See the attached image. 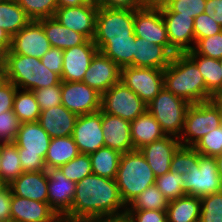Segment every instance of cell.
Here are the masks:
<instances>
[{"mask_svg": "<svg viewBox=\"0 0 222 222\" xmlns=\"http://www.w3.org/2000/svg\"><path fill=\"white\" fill-rule=\"evenodd\" d=\"M71 210L62 221L86 218H118L126 214L115 179L90 174L76 183Z\"/></svg>", "mask_w": 222, "mask_h": 222, "instance_id": "obj_1", "label": "cell"}, {"mask_svg": "<svg viewBox=\"0 0 222 222\" xmlns=\"http://www.w3.org/2000/svg\"><path fill=\"white\" fill-rule=\"evenodd\" d=\"M163 86L191 104L207 101V88L197 65L185 54L173 55L164 69Z\"/></svg>", "mask_w": 222, "mask_h": 222, "instance_id": "obj_2", "label": "cell"}, {"mask_svg": "<svg viewBox=\"0 0 222 222\" xmlns=\"http://www.w3.org/2000/svg\"><path fill=\"white\" fill-rule=\"evenodd\" d=\"M6 74L8 81L23 90H36L61 83V77L49 70L36 57L7 51Z\"/></svg>", "mask_w": 222, "mask_h": 222, "instance_id": "obj_3", "label": "cell"}, {"mask_svg": "<svg viewBox=\"0 0 222 222\" xmlns=\"http://www.w3.org/2000/svg\"><path fill=\"white\" fill-rule=\"evenodd\" d=\"M115 180L128 206L147 187L155 184L156 177L140 150H132L121 154Z\"/></svg>", "mask_w": 222, "mask_h": 222, "instance_id": "obj_4", "label": "cell"}, {"mask_svg": "<svg viewBox=\"0 0 222 222\" xmlns=\"http://www.w3.org/2000/svg\"><path fill=\"white\" fill-rule=\"evenodd\" d=\"M51 137L37 122H24L15 141L24 172L46 171V157Z\"/></svg>", "mask_w": 222, "mask_h": 222, "instance_id": "obj_5", "label": "cell"}, {"mask_svg": "<svg viewBox=\"0 0 222 222\" xmlns=\"http://www.w3.org/2000/svg\"><path fill=\"white\" fill-rule=\"evenodd\" d=\"M222 124V109L215 99L191 104L178 138L183 147H193L197 141Z\"/></svg>", "mask_w": 222, "mask_h": 222, "instance_id": "obj_6", "label": "cell"}, {"mask_svg": "<svg viewBox=\"0 0 222 222\" xmlns=\"http://www.w3.org/2000/svg\"><path fill=\"white\" fill-rule=\"evenodd\" d=\"M189 173L181 174L186 195L204 197L222 191L215 157L201 155L193 148V166Z\"/></svg>", "mask_w": 222, "mask_h": 222, "instance_id": "obj_7", "label": "cell"}, {"mask_svg": "<svg viewBox=\"0 0 222 222\" xmlns=\"http://www.w3.org/2000/svg\"><path fill=\"white\" fill-rule=\"evenodd\" d=\"M190 106V102L163 87L147 105V110L159 122L166 135L179 138Z\"/></svg>", "mask_w": 222, "mask_h": 222, "instance_id": "obj_8", "label": "cell"}, {"mask_svg": "<svg viewBox=\"0 0 222 222\" xmlns=\"http://www.w3.org/2000/svg\"><path fill=\"white\" fill-rule=\"evenodd\" d=\"M134 35V10L99 7L93 42L99 49L106 41L129 40Z\"/></svg>", "mask_w": 222, "mask_h": 222, "instance_id": "obj_9", "label": "cell"}, {"mask_svg": "<svg viewBox=\"0 0 222 222\" xmlns=\"http://www.w3.org/2000/svg\"><path fill=\"white\" fill-rule=\"evenodd\" d=\"M101 110L131 122L147 110V104L119 81L102 94Z\"/></svg>", "mask_w": 222, "mask_h": 222, "instance_id": "obj_10", "label": "cell"}, {"mask_svg": "<svg viewBox=\"0 0 222 222\" xmlns=\"http://www.w3.org/2000/svg\"><path fill=\"white\" fill-rule=\"evenodd\" d=\"M164 70L127 66L121 69V81L147 105L163 86Z\"/></svg>", "mask_w": 222, "mask_h": 222, "instance_id": "obj_11", "label": "cell"}, {"mask_svg": "<svg viewBox=\"0 0 222 222\" xmlns=\"http://www.w3.org/2000/svg\"><path fill=\"white\" fill-rule=\"evenodd\" d=\"M134 35L153 44L163 45L172 55L167 28L160 8L143 6L134 10Z\"/></svg>", "mask_w": 222, "mask_h": 222, "instance_id": "obj_12", "label": "cell"}, {"mask_svg": "<svg viewBox=\"0 0 222 222\" xmlns=\"http://www.w3.org/2000/svg\"><path fill=\"white\" fill-rule=\"evenodd\" d=\"M100 94L82 81H61L62 105L77 116L101 110Z\"/></svg>", "mask_w": 222, "mask_h": 222, "instance_id": "obj_13", "label": "cell"}, {"mask_svg": "<svg viewBox=\"0 0 222 222\" xmlns=\"http://www.w3.org/2000/svg\"><path fill=\"white\" fill-rule=\"evenodd\" d=\"M161 14L167 28L170 47L176 53H185L195 45L194 18L172 12L167 6L161 7Z\"/></svg>", "mask_w": 222, "mask_h": 222, "instance_id": "obj_14", "label": "cell"}, {"mask_svg": "<svg viewBox=\"0 0 222 222\" xmlns=\"http://www.w3.org/2000/svg\"><path fill=\"white\" fill-rule=\"evenodd\" d=\"M102 110L77 117L72 137L80 154H90L105 146Z\"/></svg>", "mask_w": 222, "mask_h": 222, "instance_id": "obj_15", "label": "cell"}, {"mask_svg": "<svg viewBox=\"0 0 222 222\" xmlns=\"http://www.w3.org/2000/svg\"><path fill=\"white\" fill-rule=\"evenodd\" d=\"M50 48L43 26L37 20H31L11 38L10 51L15 54L40 59Z\"/></svg>", "mask_w": 222, "mask_h": 222, "instance_id": "obj_16", "label": "cell"}, {"mask_svg": "<svg viewBox=\"0 0 222 222\" xmlns=\"http://www.w3.org/2000/svg\"><path fill=\"white\" fill-rule=\"evenodd\" d=\"M48 204L62 219L70 210L76 183L69 180L60 168H47Z\"/></svg>", "mask_w": 222, "mask_h": 222, "instance_id": "obj_17", "label": "cell"}, {"mask_svg": "<svg viewBox=\"0 0 222 222\" xmlns=\"http://www.w3.org/2000/svg\"><path fill=\"white\" fill-rule=\"evenodd\" d=\"M121 69L118 64L98 51L91 60L82 82L103 94L121 81Z\"/></svg>", "mask_w": 222, "mask_h": 222, "instance_id": "obj_18", "label": "cell"}, {"mask_svg": "<svg viewBox=\"0 0 222 222\" xmlns=\"http://www.w3.org/2000/svg\"><path fill=\"white\" fill-rule=\"evenodd\" d=\"M97 11V7L89 4L61 7L57 8L54 18L59 21L61 25L81 33L88 40H93Z\"/></svg>", "mask_w": 222, "mask_h": 222, "instance_id": "obj_19", "label": "cell"}, {"mask_svg": "<svg viewBox=\"0 0 222 222\" xmlns=\"http://www.w3.org/2000/svg\"><path fill=\"white\" fill-rule=\"evenodd\" d=\"M98 51L93 40H87L84 44L63 50L61 81H82L91 60Z\"/></svg>", "mask_w": 222, "mask_h": 222, "instance_id": "obj_20", "label": "cell"}, {"mask_svg": "<svg viewBox=\"0 0 222 222\" xmlns=\"http://www.w3.org/2000/svg\"><path fill=\"white\" fill-rule=\"evenodd\" d=\"M181 146L178 137L166 135L143 146L139 150L157 178L171 171L170 165L173 155Z\"/></svg>", "mask_w": 222, "mask_h": 222, "instance_id": "obj_21", "label": "cell"}, {"mask_svg": "<svg viewBox=\"0 0 222 222\" xmlns=\"http://www.w3.org/2000/svg\"><path fill=\"white\" fill-rule=\"evenodd\" d=\"M11 222H62L46 202L22 198L12 193Z\"/></svg>", "mask_w": 222, "mask_h": 222, "instance_id": "obj_22", "label": "cell"}, {"mask_svg": "<svg viewBox=\"0 0 222 222\" xmlns=\"http://www.w3.org/2000/svg\"><path fill=\"white\" fill-rule=\"evenodd\" d=\"M101 127L106 147L121 154L135 150L131 139L130 121L102 111Z\"/></svg>", "mask_w": 222, "mask_h": 222, "instance_id": "obj_23", "label": "cell"}, {"mask_svg": "<svg viewBox=\"0 0 222 222\" xmlns=\"http://www.w3.org/2000/svg\"><path fill=\"white\" fill-rule=\"evenodd\" d=\"M9 186L14 195L48 203L46 171L23 172Z\"/></svg>", "mask_w": 222, "mask_h": 222, "instance_id": "obj_24", "label": "cell"}, {"mask_svg": "<svg viewBox=\"0 0 222 222\" xmlns=\"http://www.w3.org/2000/svg\"><path fill=\"white\" fill-rule=\"evenodd\" d=\"M173 55L163 46L135 36L133 67L165 69Z\"/></svg>", "mask_w": 222, "mask_h": 222, "instance_id": "obj_25", "label": "cell"}, {"mask_svg": "<svg viewBox=\"0 0 222 222\" xmlns=\"http://www.w3.org/2000/svg\"><path fill=\"white\" fill-rule=\"evenodd\" d=\"M77 115L62 104L42 110L38 122L51 138L71 136Z\"/></svg>", "mask_w": 222, "mask_h": 222, "instance_id": "obj_26", "label": "cell"}, {"mask_svg": "<svg viewBox=\"0 0 222 222\" xmlns=\"http://www.w3.org/2000/svg\"><path fill=\"white\" fill-rule=\"evenodd\" d=\"M130 132L135 150L166 136L159 122L148 110L130 122Z\"/></svg>", "mask_w": 222, "mask_h": 222, "instance_id": "obj_27", "label": "cell"}, {"mask_svg": "<svg viewBox=\"0 0 222 222\" xmlns=\"http://www.w3.org/2000/svg\"><path fill=\"white\" fill-rule=\"evenodd\" d=\"M37 21L43 26L51 47L66 50L84 44L88 40L81 33L61 25L54 17L42 18Z\"/></svg>", "mask_w": 222, "mask_h": 222, "instance_id": "obj_28", "label": "cell"}, {"mask_svg": "<svg viewBox=\"0 0 222 222\" xmlns=\"http://www.w3.org/2000/svg\"><path fill=\"white\" fill-rule=\"evenodd\" d=\"M185 54L197 65L207 88V101L214 99L222 92V76L219 60L195 53L193 50Z\"/></svg>", "mask_w": 222, "mask_h": 222, "instance_id": "obj_29", "label": "cell"}, {"mask_svg": "<svg viewBox=\"0 0 222 222\" xmlns=\"http://www.w3.org/2000/svg\"><path fill=\"white\" fill-rule=\"evenodd\" d=\"M201 199L184 195L170 200L166 209L168 222H199Z\"/></svg>", "mask_w": 222, "mask_h": 222, "instance_id": "obj_30", "label": "cell"}, {"mask_svg": "<svg viewBox=\"0 0 222 222\" xmlns=\"http://www.w3.org/2000/svg\"><path fill=\"white\" fill-rule=\"evenodd\" d=\"M80 154L71 136L52 138L46 157V168H59Z\"/></svg>", "mask_w": 222, "mask_h": 222, "instance_id": "obj_31", "label": "cell"}, {"mask_svg": "<svg viewBox=\"0 0 222 222\" xmlns=\"http://www.w3.org/2000/svg\"><path fill=\"white\" fill-rule=\"evenodd\" d=\"M121 153L109 147H101L89 154L92 173L101 177L115 179Z\"/></svg>", "mask_w": 222, "mask_h": 222, "instance_id": "obj_32", "label": "cell"}, {"mask_svg": "<svg viewBox=\"0 0 222 222\" xmlns=\"http://www.w3.org/2000/svg\"><path fill=\"white\" fill-rule=\"evenodd\" d=\"M30 21L31 19L15 0L0 1V27L11 37Z\"/></svg>", "mask_w": 222, "mask_h": 222, "instance_id": "obj_33", "label": "cell"}, {"mask_svg": "<svg viewBox=\"0 0 222 222\" xmlns=\"http://www.w3.org/2000/svg\"><path fill=\"white\" fill-rule=\"evenodd\" d=\"M0 158L1 179L9 185L24 172L17 146L13 142L3 143L0 148Z\"/></svg>", "mask_w": 222, "mask_h": 222, "instance_id": "obj_34", "label": "cell"}, {"mask_svg": "<svg viewBox=\"0 0 222 222\" xmlns=\"http://www.w3.org/2000/svg\"><path fill=\"white\" fill-rule=\"evenodd\" d=\"M13 112L22 123L37 122L39 120L41 110L33 91L17 88Z\"/></svg>", "mask_w": 222, "mask_h": 222, "instance_id": "obj_35", "label": "cell"}, {"mask_svg": "<svg viewBox=\"0 0 222 222\" xmlns=\"http://www.w3.org/2000/svg\"><path fill=\"white\" fill-rule=\"evenodd\" d=\"M134 42L135 37L129 40L106 41L99 48V52H102L121 68L133 66Z\"/></svg>", "mask_w": 222, "mask_h": 222, "instance_id": "obj_36", "label": "cell"}, {"mask_svg": "<svg viewBox=\"0 0 222 222\" xmlns=\"http://www.w3.org/2000/svg\"><path fill=\"white\" fill-rule=\"evenodd\" d=\"M168 203L169 200L153 184L133 199L126 210H166Z\"/></svg>", "mask_w": 222, "mask_h": 222, "instance_id": "obj_37", "label": "cell"}, {"mask_svg": "<svg viewBox=\"0 0 222 222\" xmlns=\"http://www.w3.org/2000/svg\"><path fill=\"white\" fill-rule=\"evenodd\" d=\"M155 185L169 201L186 195L184 193V182L181 179V174L172 170L157 177Z\"/></svg>", "mask_w": 222, "mask_h": 222, "instance_id": "obj_38", "label": "cell"}, {"mask_svg": "<svg viewBox=\"0 0 222 222\" xmlns=\"http://www.w3.org/2000/svg\"><path fill=\"white\" fill-rule=\"evenodd\" d=\"M31 20L54 17L57 0H15Z\"/></svg>", "mask_w": 222, "mask_h": 222, "instance_id": "obj_39", "label": "cell"}, {"mask_svg": "<svg viewBox=\"0 0 222 222\" xmlns=\"http://www.w3.org/2000/svg\"><path fill=\"white\" fill-rule=\"evenodd\" d=\"M63 174L71 181L78 183L84 177L92 174L89 154H79L68 163L59 167Z\"/></svg>", "mask_w": 222, "mask_h": 222, "instance_id": "obj_40", "label": "cell"}, {"mask_svg": "<svg viewBox=\"0 0 222 222\" xmlns=\"http://www.w3.org/2000/svg\"><path fill=\"white\" fill-rule=\"evenodd\" d=\"M199 222H222V191L201 197Z\"/></svg>", "mask_w": 222, "mask_h": 222, "instance_id": "obj_41", "label": "cell"}, {"mask_svg": "<svg viewBox=\"0 0 222 222\" xmlns=\"http://www.w3.org/2000/svg\"><path fill=\"white\" fill-rule=\"evenodd\" d=\"M193 148L201 155L216 157L222 153V127H218L201 137Z\"/></svg>", "mask_w": 222, "mask_h": 222, "instance_id": "obj_42", "label": "cell"}, {"mask_svg": "<svg viewBox=\"0 0 222 222\" xmlns=\"http://www.w3.org/2000/svg\"><path fill=\"white\" fill-rule=\"evenodd\" d=\"M192 50L199 55L219 60L222 58V31L199 39Z\"/></svg>", "mask_w": 222, "mask_h": 222, "instance_id": "obj_43", "label": "cell"}, {"mask_svg": "<svg viewBox=\"0 0 222 222\" xmlns=\"http://www.w3.org/2000/svg\"><path fill=\"white\" fill-rule=\"evenodd\" d=\"M22 122L13 110L0 113V139L3 143L14 142Z\"/></svg>", "mask_w": 222, "mask_h": 222, "instance_id": "obj_44", "label": "cell"}, {"mask_svg": "<svg viewBox=\"0 0 222 222\" xmlns=\"http://www.w3.org/2000/svg\"><path fill=\"white\" fill-rule=\"evenodd\" d=\"M40 110H48L62 104L61 101V83L50 87L33 90Z\"/></svg>", "mask_w": 222, "mask_h": 222, "instance_id": "obj_45", "label": "cell"}, {"mask_svg": "<svg viewBox=\"0 0 222 222\" xmlns=\"http://www.w3.org/2000/svg\"><path fill=\"white\" fill-rule=\"evenodd\" d=\"M222 31V26L205 12L194 18L195 43L202 38L213 36Z\"/></svg>", "mask_w": 222, "mask_h": 222, "instance_id": "obj_46", "label": "cell"}, {"mask_svg": "<svg viewBox=\"0 0 222 222\" xmlns=\"http://www.w3.org/2000/svg\"><path fill=\"white\" fill-rule=\"evenodd\" d=\"M206 0H172L166 6L180 15L197 17L205 11Z\"/></svg>", "mask_w": 222, "mask_h": 222, "instance_id": "obj_47", "label": "cell"}, {"mask_svg": "<svg viewBox=\"0 0 222 222\" xmlns=\"http://www.w3.org/2000/svg\"><path fill=\"white\" fill-rule=\"evenodd\" d=\"M170 166L179 174L189 173V168L193 166V147L181 146L173 155Z\"/></svg>", "mask_w": 222, "mask_h": 222, "instance_id": "obj_48", "label": "cell"}, {"mask_svg": "<svg viewBox=\"0 0 222 222\" xmlns=\"http://www.w3.org/2000/svg\"><path fill=\"white\" fill-rule=\"evenodd\" d=\"M130 222H168L166 210H126Z\"/></svg>", "mask_w": 222, "mask_h": 222, "instance_id": "obj_49", "label": "cell"}, {"mask_svg": "<svg viewBox=\"0 0 222 222\" xmlns=\"http://www.w3.org/2000/svg\"><path fill=\"white\" fill-rule=\"evenodd\" d=\"M40 59L45 67L58 74L60 77L62 76V68H63L62 49L51 47L49 51L46 52Z\"/></svg>", "mask_w": 222, "mask_h": 222, "instance_id": "obj_50", "label": "cell"}, {"mask_svg": "<svg viewBox=\"0 0 222 222\" xmlns=\"http://www.w3.org/2000/svg\"><path fill=\"white\" fill-rule=\"evenodd\" d=\"M16 91V85L10 81L0 88V113L13 110Z\"/></svg>", "mask_w": 222, "mask_h": 222, "instance_id": "obj_51", "label": "cell"}, {"mask_svg": "<svg viewBox=\"0 0 222 222\" xmlns=\"http://www.w3.org/2000/svg\"><path fill=\"white\" fill-rule=\"evenodd\" d=\"M11 198L12 190L9 185H5L0 190V222H11Z\"/></svg>", "mask_w": 222, "mask_h": 222, "instance_id": "obj_52", "label": "cell"}, {"mask_svg": "<svg viewBox=\"0 0 222 222\" xmlns=\"http://www.w3.org/2000/svg\"><path fill=\"white\" fill-rule=\"evenodd\" d=\"M144 6V0H101V7L136 10Z\"/></svg>", "mask_w": 222, "mask_h": 222, "instance_id": "obj_53", "label": "cell"}, {"mask_svg": "<svg viewBox=\"0 0 222 222\" xmlns=\"http://www.w3.org/2000/svg\"><path fill=\"white\" fill-rule=\"evenodd\" d=\"M204 12L222 26V0H206Z\"/></svg>", "mask_w": 222, "mask_h": 222, "instance_id": "obj_54", "label": "cell"}, {"mask_svg": "<svg viewBox=\"0 0 222 222\" xmlns=\"http://www.w3.org/2000/svg\"><path fill=\"white\" fill-rule=\"evenodd\" d=\"M62 222H130L125 216L118 218H86Z\"/></svg>", "mask_w": 222, "mask_h": 222, "instance_id": "obj_55", "label": "cell"}, {"mask_svg": "<svg viewBox=\"0 0 222 222\" xmlns=\"http://www.w3.org/2000/svg\"><path fill=\"white\" fill-rule=\"evenodd\" d=\"M11 38L10 34L0 27V46L4 47L7 51L11 47Z\"/></svg>", "mask_w": 222, "mask_h": 222, "instance_id": "obj_56", "label": "cell"}, {"mask_svg": "<svg viewBox=\"0 0 222 222\" xmlns=\"http://www.w3.org/2000/svg\"><path fill=\"white\" fill-rule=\"evenodd\" d=\"M86 4L84 0H57L58 8L73 7Z\"/></svg>", "mask_w": 222, "mask_h": 222, "instance_id": "obj_57", "label": "cell"}, {"mask_svg": "<svg viewBox=\"0 0 222 222\" xmlns=\"http://www.w3.org/2000/svg\"><path fill=\"white\" fill-rule=\"evenodd\" d=\"M172 0H144V5L149 7L161 8L166 6Z\"/></svg>", "mask_w": 222, "mask_h": 222, "instance_id": "obj_58", "label": "cell"}, {"mask_svg": "<svg viewBox=\"0 0 222 222\" xmlns=\"http://www.w3.org/2000/svg\"><path fill=\"white\" fill-rule=\"evenodd\" d=\"M7 50L0 46V69L6 68Z\"/></svg>", "mask_w": 222, "mask_h": 222, "instance_id": "obj_59", "label": "cell"}, {"mask_svg": "<svg viewBox=\"0 0 222 222\" xmlns=\"http://www.w3.org/2000/svg\"><path fill=\"white\" fill-rule=\"evenodd\" d=\"M8 82L5 69H0V88Z\"/></svg>", "mask_w": 222, "mask_h": 222, "instance_id": "obj_60", "label": "cell"}, {"mask_svg": "<svg viewBox=\"0 0 222 222\" xmlns=\"http://www.w3.org/2000/svg\"><path fill=\"white\" fill-rule=\"evenodd\" d=\"M215 159L217 161V167H218L220 178L222 179V153L217 155Z\"/></svg>", "mask_w": 222, "mask_h": 222, "instance_id": "obj_61", "label": "cell"}, {"mask_svg": "<svg viewBox=\"0 0 222 222\" xmlns=\"http://www.w3.org/2000/svg\"><path fill=\"white\" fill-rule=\"evenodd\" d=\"M84 2L97 8L101 7V0H84Z\"/></svg>", "mask_w": 222, "mask_h": 222, "instance_id": "obj_62", "label": "cell"}, {"mask_svg": "<svg viewBox=\"0 0 222 222\" xmlns=\"http://www.w3.org/2000/svg\"><path fill=\"white\" fill-rule=\"evenodd\" d=\"M214 99L220 105V107L222 109V92L220 94H218Z\"/></svg>", "mask_w": 222, "mask_h": 222, "instance_id": "obj_63", "label": "cell"}, {"mask_svg": "<svg viewBox=\"0 0 222 222\" xmlns=\"http://www.w3.org/2000/svg\"><path fill=\"white\" fill-rule=\"evenodd\" d=\"M6 184L3 182L0 176V190L5 186Z\"/></svg>", "mask_w": 222, "mask_h": 222, "instance_id": "obj_64", "label": "cell"}, {"mask_svg": "<svg viewBox=\"0 0 222 222\" xmlns=\"http://www.w3.org/2000/svg\"><path fill=\"white\" fill-rule=\"evenodd\" d=\"M220 67H221V76H222V58L219 59Z\"/></svg>", "mask_w": 222, "mask_h": 222, "instance_id": "obj_65", "label": "cell"}, {"mask_svg": "<svg viewBox=\"0 0 222 222\" xmlns=\"http://www.w3.org/2000/svg\"><path fill=\"white\" fill-rule=\"evenodd\" d=\"M3 144V141L0 139V148H1V145Z\"/></svg>", "mask_w": 222, "mask_h": 222, "instance_id": "obj_66", "label": "cell"}]
</instances>
